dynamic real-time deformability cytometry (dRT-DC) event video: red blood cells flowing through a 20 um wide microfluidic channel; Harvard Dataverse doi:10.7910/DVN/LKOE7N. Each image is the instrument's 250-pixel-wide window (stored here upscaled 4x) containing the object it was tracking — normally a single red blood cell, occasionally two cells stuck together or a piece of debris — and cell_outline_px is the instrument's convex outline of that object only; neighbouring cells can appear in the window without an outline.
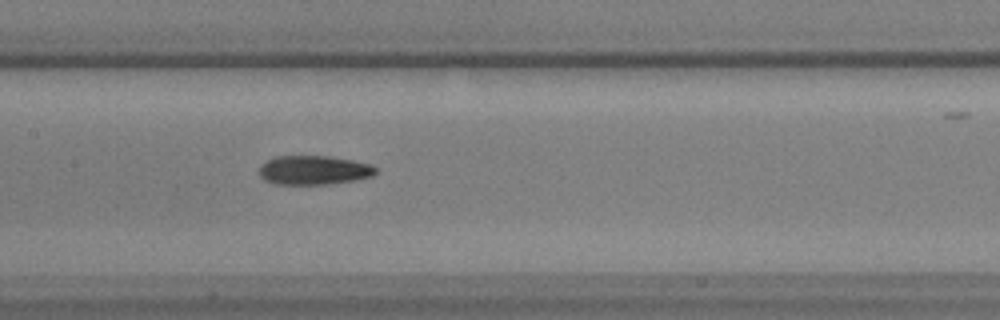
{"species": "common noctule bat (a hibernating species)", "species_latin": "Nyctalus noctula", "temperature_condition": "warm", "stored_images_in_passage": 39, "camera_frame_rate_fps": 3000, "um_per_image_px": 0.085, "animal": {"sex": "male", "body_mass_g": 17.9, "forearm_length_mm": 54.2}, "frame": {"image": 1, "passage_image": 14, "time_ms": 4.333, "image_size_px": [1000, 320], "cell_outline_px": [[376, 172], [372, 176], [356, 180], [328, 184], [276, 184], [264, 180], [260, 176], [260, 164], [276, 156], [328, 156], [352, 160], [372, 164], [376, 168]], "centroid_in_image_um": [26.68, 14.46], "position_along_channel_um": 180.7, "area_um2": 19.77}}
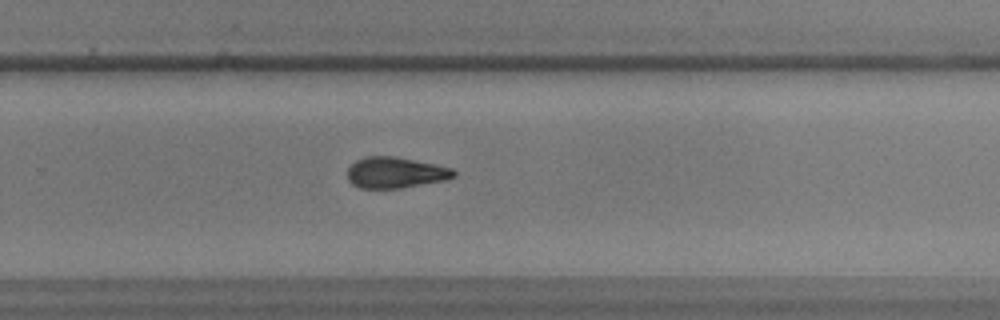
{"frame": {"image": 2, "passage_image": 24, "time_ms": 7.667, "image_size_px": [1000, 320], "cell_outline_px": [[456, 176], [448, 180], [400, 188], [360, 188], [352, 184], [348, 180], [348, 168], [356, 160], [364, 156], [392, 156], [452, 168], [456, 172]], "centroid_in_image_um": [33.61, 14.68], "position_along_channel_um": 296.2, "area_um2": 19.13}}
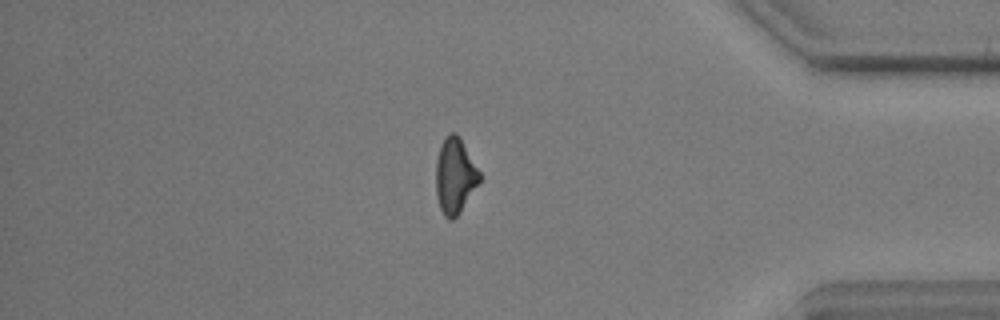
{"frame": {"image": 3, "passage_image": 35, "time_ms": 11.333, "image_size_px": [1000, 320], "cell_outline_px": [[480, 180], [460, 212], [452, 220], [448, 220], [444, 216], [440, 208], [436, 196], [436, 160], [440, 144], [444, 136], [448, 132], [456, 132], [460, 136], [480, 172]], "centroid_in_image_um": [38.65, 14.9], "position_along_channel_um": 396.6, "area_um2": 19.36}}